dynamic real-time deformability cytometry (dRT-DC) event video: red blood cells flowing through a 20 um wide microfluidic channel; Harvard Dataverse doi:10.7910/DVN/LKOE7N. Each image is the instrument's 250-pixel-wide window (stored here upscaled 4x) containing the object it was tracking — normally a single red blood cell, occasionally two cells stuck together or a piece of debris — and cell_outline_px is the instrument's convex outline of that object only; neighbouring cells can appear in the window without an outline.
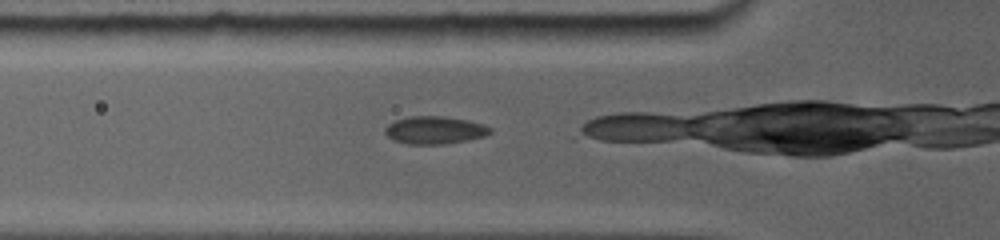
{"species": "common noctule bat (a hibernating species)", "species_latin": "Nyctalus noctula", "temperature_condition": "room temperature", "stored_images_in_passage": 8, "camera_frame_rate_fps": 5000, "um_per_image_px": 0.085, "animal": {"sex": "female", "body_mass_g": 19.0, "forearm_length_mm": 56.7}, "frame": {"image": 1, "passage_image": 2, "time_ms": 0.6, "image_size_px": [1000, 240], "cell_outline_px": [[492, 132], [484, 136], [464, 140], [440, 144], [408, 144], [396, 140], [388, 136], [384, 128], [388, 124], [396, 120], [408, 116], [444, 116], [468, 120], [480, 124], [488, 128]], "centroid_in_image_um": [36.9, 11.04], "position_along_channel_um": 88.9, "area_um2": 16.53}}